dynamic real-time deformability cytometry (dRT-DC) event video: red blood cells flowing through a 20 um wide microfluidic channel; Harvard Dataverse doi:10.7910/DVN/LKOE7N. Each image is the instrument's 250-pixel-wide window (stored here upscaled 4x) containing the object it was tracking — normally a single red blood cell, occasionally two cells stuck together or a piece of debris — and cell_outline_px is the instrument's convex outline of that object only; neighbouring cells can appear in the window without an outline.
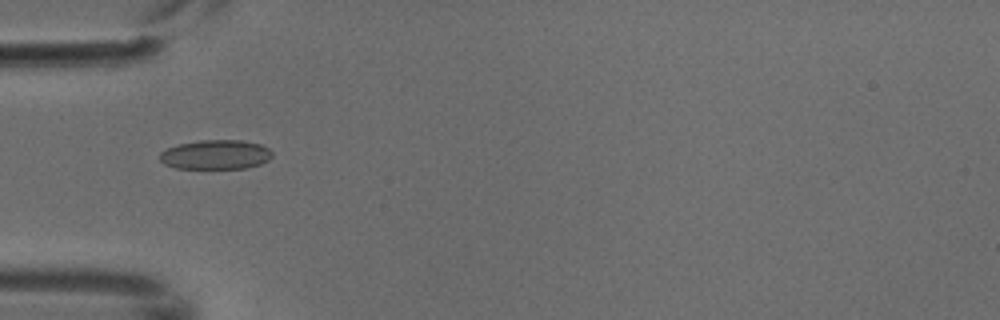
{"species": "common noctule bat (a hibernating species)", "species_latin": "Nyctalus noctula", "temperature_condition": "cold", "stored_images_in_passage": 6, "camera_frame_rate_fps": 3000, "um_per_image_px": 0.085, "animal": {"sex": "male", "body_mass_g": 18.8}, "frame": {"image": 1, "passage_image": 4, "time_ms": 1.0, "image_size_px": [1000, 320], "cell_outline_px": [[272, 156], [268, 160], [260, 164], [248, 168], [176, 168], [164, 164], [160, 160], [160, 152], [168, 148], [180, 144], [200, 140], [240, 140], [260, 144], [268, 148], [272, 152]], "centroid_in_image_um": [18.34, 13.14], "position_along_channel_um": 66.7, "area_um2": 19.19}}
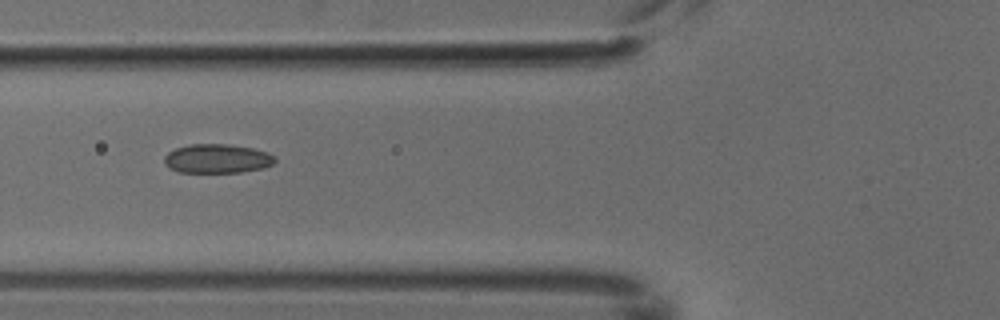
{"frame": {"image": 2, "passage_image": 5, "time_ms": 1.333, "image_size_px": [1000, 320], "cell_outline_px": [[276, 160], [272, 164], [264, 168], [240, 172], [180, 172], [168, 168], [164, 164], [164, 156], [168, 152], [176, 148], [188, 144], [228, 144], [252, 148], [268, 152], [276, 156]], "centroid_in_image_um": [18.45, 13.48], "position_along_channel_um": 107.3, "area_um2": 18.9}}
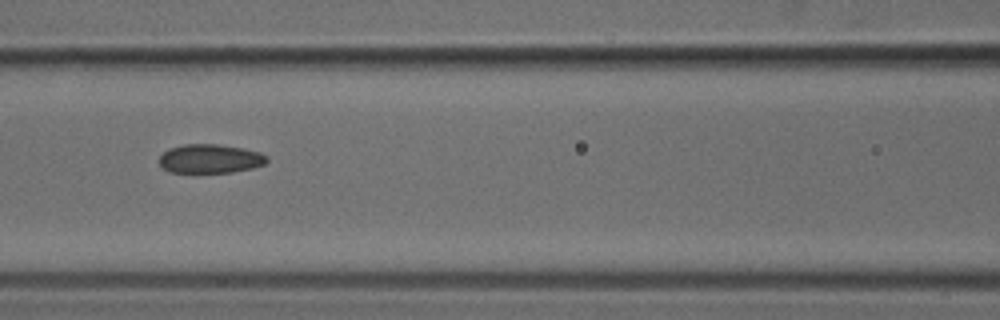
{"frame": {"image": 3, "passage_image": 6, "time_ms": 1.667, "image_size_px": [1000, 320], "cell_outline_px": [[268, 160], [264, 164], [252, 168], [232, 172], [168, 172], [160, 168], [160, 156], [168, 148], [184, 144], [216, 144], [244, 148], [260, 152], [268, 156]], "centroid_in_image_um": [17.85, 13.49], "position_along_channel_um": 148.7, "area_um2": 18.26}}